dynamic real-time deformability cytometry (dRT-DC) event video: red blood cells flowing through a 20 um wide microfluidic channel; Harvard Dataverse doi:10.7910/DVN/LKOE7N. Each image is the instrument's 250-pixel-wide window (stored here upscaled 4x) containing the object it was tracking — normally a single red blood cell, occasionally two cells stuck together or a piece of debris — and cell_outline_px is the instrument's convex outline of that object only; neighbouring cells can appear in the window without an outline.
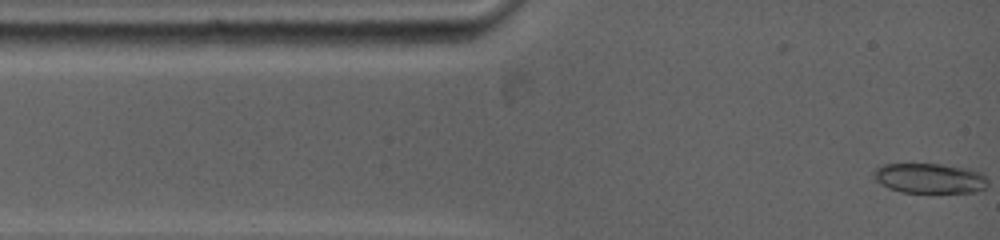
{"species": "common noctule bat (a hibernating species)", "species_latin": "Nyctalus noctula", "temperature_condition": "warm", "stored_images_in_passage": 25, "camera_frame_rate_fps": 5000, "um_per_image_px": 0.085, "animal": {"sex": "female", "body_mass_g": 19.0, "forearm_length_mm": 53.3}, "frame": {"image": 1, "passage_image": 1, "time_ms": 0.0, "image_size_px": [1000, 240], "cell_outline_px": [[984, 188], [972, 192], [904, 192], [892, 188], [876, 180], [876, 168], [888, 164], [940, 164], [968, 168], [984, 176]], "centroid_in_image_um": [79.02, 15.14], "position_along_channel_um": 6.0, "area_um2": 19.07}}
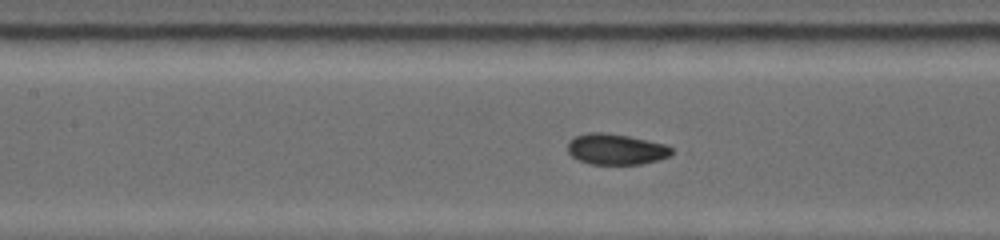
{"frame": {"image": 2, "passage_image": 16, "time_ms": 5.0, "image_size_px": [1000, 240], "cell_outline_px": [[672, 152], [668, 156], [656, 160], [640, 164], [592, 164], [580, 160], [572, 156], [568, 152], [568, 140], [576, 136], [592, 132], [604, 132], [628, 136], [664, 144], [672, 148]], "centroid_in_image_um": [52.32, 12.68], "position_along_channel_um": 155.1, "area_um2": 18.38}}
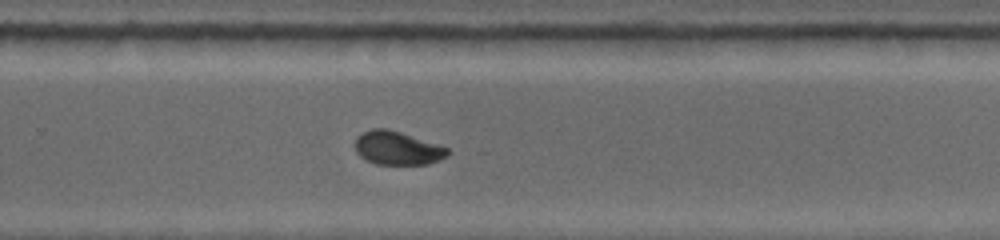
{"frame": {"image": 3, "passage_image": 25, "time_ms": 8.6, "image_size_px": [1000, 240], "cell_outline_px": [[452, 152], [448, 156], [428, 164], [376, 164], [360, 156], [356, 152], [356, 140], [364, 132], [372, 128], [388, 128], [448, 148]], "centroid_in_image_um": [33.8, 12.59], "position_along_channel_um": 296.0, "area_um2": 17.8}}